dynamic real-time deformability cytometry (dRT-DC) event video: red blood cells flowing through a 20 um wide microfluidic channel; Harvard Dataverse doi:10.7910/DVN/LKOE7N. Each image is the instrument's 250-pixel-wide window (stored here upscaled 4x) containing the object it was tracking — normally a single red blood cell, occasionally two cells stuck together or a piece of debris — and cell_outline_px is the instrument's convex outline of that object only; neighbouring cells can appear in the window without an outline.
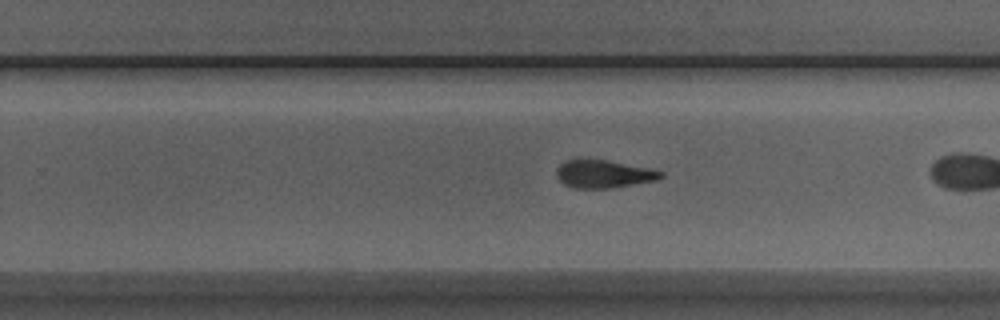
{"species": "Egyptian fruit bat (a non-hibernating species)", "species_latin": "Rousettus aegyptiacus", "temperature_condition": "room temperature", "stored_images_in_passage": 17, "camera_frame_rate_fps": 3000, "um_per_image_px": 0.085, "animal": {"sex": "male"}, "frame": {"image": 1, "passage_image": 16, "time_ms": 5.0, "image_size_px": [1000, 320], "cell_outline_px": [[664, 176], [656, 180], [612, 188], [572, 188], [564, 184], [556, 176], [556, 168], [564, 160], [576, 156], [584, 156], [648, 168], [664, 172]], "centroid_in_image_um": [51.21, 14.74], "position_along_channel_um": 278.6, "area_um2": 17.51}}